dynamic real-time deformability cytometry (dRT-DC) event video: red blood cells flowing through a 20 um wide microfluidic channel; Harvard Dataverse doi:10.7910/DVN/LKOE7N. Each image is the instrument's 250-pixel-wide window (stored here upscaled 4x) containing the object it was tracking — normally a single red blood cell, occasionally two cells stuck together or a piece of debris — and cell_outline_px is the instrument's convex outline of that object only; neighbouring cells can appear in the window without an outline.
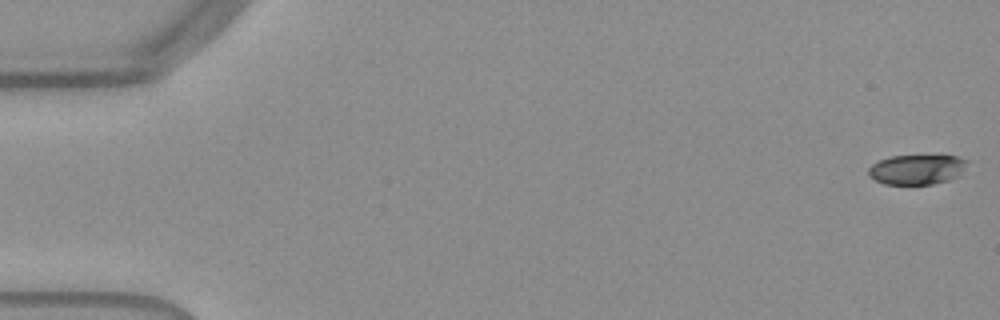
{"species": "Egyptian fruit bat (a non-hibernating species)", "species_latin": "Rousettus aegyptiacus", "temperature_condition": "warm", "stored_images_in_passage": 54, "camera_frame_rate_fps": 3000, "um_per_image_px": 0.085, "frame": {"image": 1, "passage_image": 1, "time_ms": 0.0, "image_size_px": [1000, 320], "cell_outline_px": [[968, 160], [960, 176], [948, 180], [932, 184], [884, 184], [868, 176], [868, 168], [876, 160], [892, 156], [956, 156]], "centroid_in_image_um": [77.91, 14.4], "position_along_channel_um": 7.1, "area_um2": 17.22}}
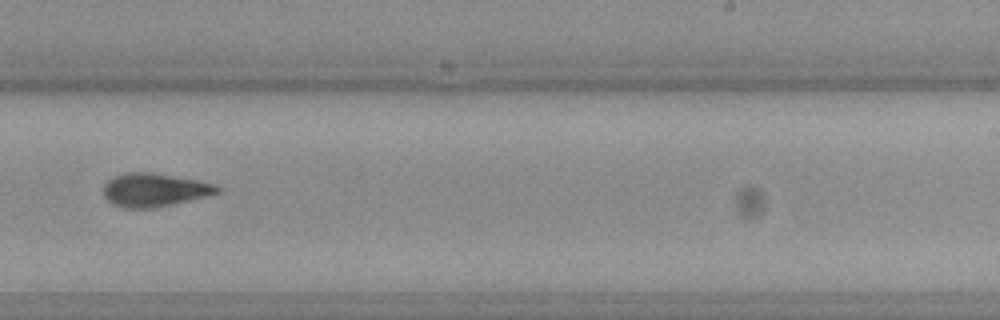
{"frame": {"image": 2, "passage_image": 34, "time_ms": 11.0, "image_size_px": [1000, 320], "cell_outline_px": [[220, 192], [156, 208], [124, 208], [112, 204], [104, 196], [104, 184], [112, 176], [124, 172], [152, 172], [196, 180], [216, 184], [220, 188]], "centroid_in_image_um": [13.07, 16.13], "position_along_channel_um": 275.9, "area_um2": 22.08}}
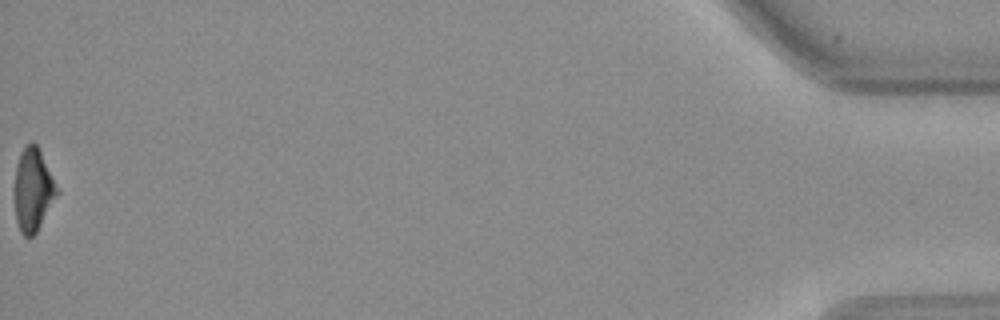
{"frame": {"image": 3, "passage_image": 54, "time_ms": 17.667, "image_size_px": [1000, 320], "cell_outline_px": [[60, 192], [36, 232], [32, 236], [24, 236], [20, 232], [16, 220], [12, 196], [12, 188], [16, 164], [20, 152], [32, 140], [36, 144]], "centroid_in_image_um": [2.75, 16.15], "position_along_channel_um": 432.4, "area_um2": 20.92}, "authors_computed_cell_mechanics": {"area_um2": 21.1548, "velocity_mm_per_s": 3.841, "shape_relaxation_time_tau1_ms": 2.4948, "shape_relaxation_time_tau2_ms": 4.2122, "deformation_change_tau1": 0.1453, "deformation_change_tau2": 0.1348}}